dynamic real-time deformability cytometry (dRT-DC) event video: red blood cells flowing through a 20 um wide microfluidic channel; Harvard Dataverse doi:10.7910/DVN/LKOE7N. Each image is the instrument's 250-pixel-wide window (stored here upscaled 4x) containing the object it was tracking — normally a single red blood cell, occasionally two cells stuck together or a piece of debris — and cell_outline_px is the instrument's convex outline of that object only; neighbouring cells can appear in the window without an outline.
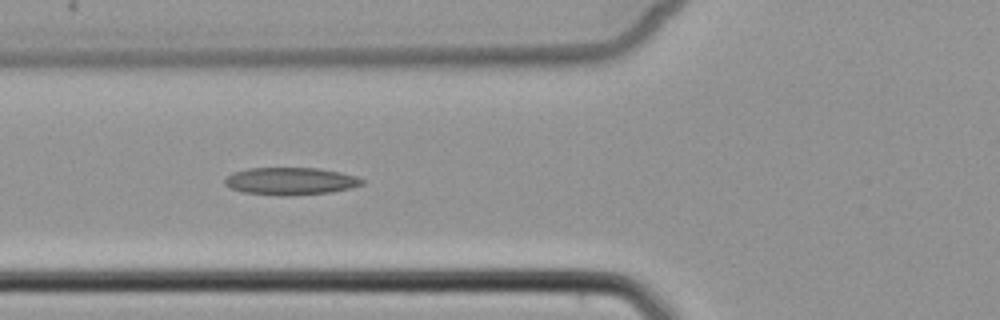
{"species": "common noctule bat (a hibernating species)", "species_latin": "Nyctalus noctula", "temperature_condition": "cold", "stored_images_in_passage": 7, "camera_frame_rate_fps": 3000, "um_per_image_px": 0.085, "animal": {"sex": "female", "body_mass_g": 22.7, "forearm_length_mm": 54.2}, "frame": {"image": 1, "passage_image": 5, "time_ms": 5.667, "image_size_px": [1000, 320], "cell_outline_px": [[364, 184], [352, 188], [332, 192], [292, 196], [280, 196], [244, 192], [228, 188], [224, 184], [224, 180], [232, 172], [248, 168], [320, 168], [340, 172], [356, 176], [364, 180]], "centroid_in_image_um": [24.7, 15.4], "position_along_channel_um": 101.1, "area_um2": 22.25}}
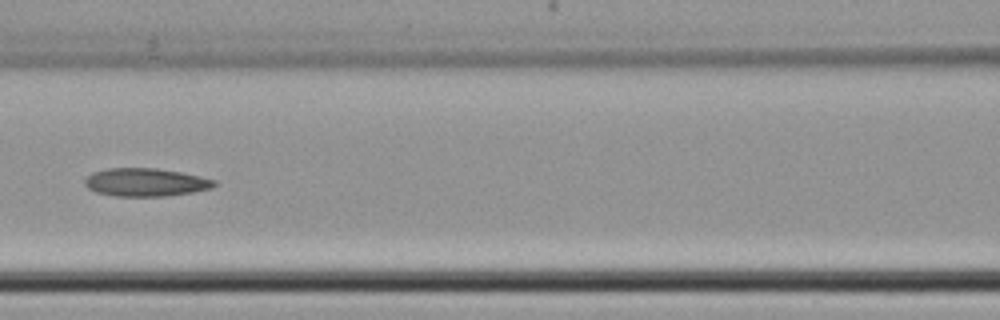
{"frame": {"image": 2, "passage_image": 6, "time_ms": 7.0, "image_size_px": [1000, 320], "cell_outline_px": [[216, 184], [212, 188], [192, 192], [164, 196], [116, 196], [96, 192], [88, 188], [84, 184], [84, 180], [92, 172], [108, 168], [156, 168], [180, 172], [200, 176], [216, 180]], "centroid_in_image_um": [12.37, 15.49], "position_along_channel_um": 154.2, "area_um2": 21.15}}
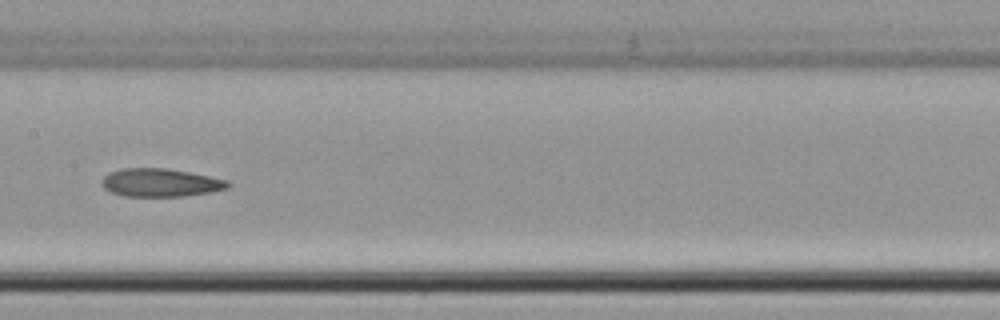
{"frame": {"image": 3, "passage_image": 7, "time_ms": 8.0, "image_size_px": [1000, 320], "cell_outline_px": [[232, 184], [228, 188], [212, 192], [184, 196], [124, 196], [112, 192], [104, 188], [100, 184], [104, 176], [108, 172], [120, 168], [168, 168], [228, 180]], "centroid_in_image_um": [13.63, 15.52], "position_along_channel_um": 193.8, "area_um2": 20.81}}